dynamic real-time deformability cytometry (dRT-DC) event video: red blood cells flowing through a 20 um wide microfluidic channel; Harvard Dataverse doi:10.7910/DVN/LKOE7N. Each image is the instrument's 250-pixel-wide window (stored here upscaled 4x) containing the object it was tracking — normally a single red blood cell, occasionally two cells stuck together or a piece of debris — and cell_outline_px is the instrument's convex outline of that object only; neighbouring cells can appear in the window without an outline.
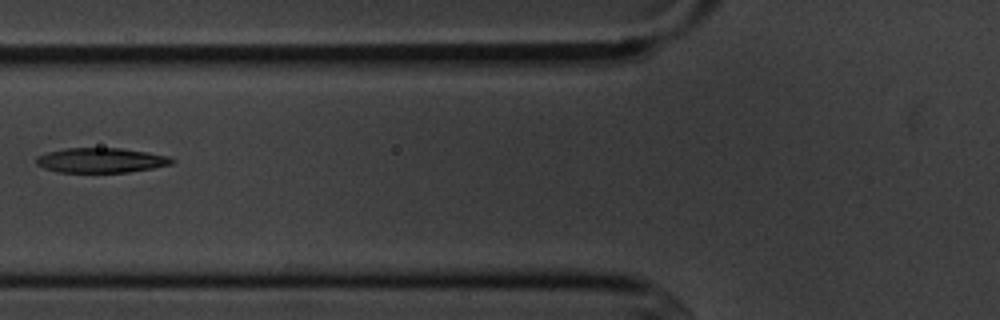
{"species": "common noctule bat (a hibernating species)", "species_latin": "Nyctalus noctula", "temperature_condition": "cold", "stored_images_in_passage": 15, "camera_frame_rate_fps": 3000, "um_per_image_px": 0.085, "animal": {"sex": "male", "body_mass_g": 20.1, "forearm_length_mm": 53.5}, "frame": {"image": 1, "passage_image": 5, "time_ms": 5.667, "image_size_px": [1000, 320], "cell_outline_px": [[176, 160], [172, 164], [152, 168], [128, 172], [60, 172], [44, 168], [36, 164], [36, 156], [48, 152], [64, 148], [120, 148], [148, 152], [168, 156]], "centroid_in_image_um": [8.58, 13.62], "position_along_channel_um": 117.2, "area_um2": 19.59}}
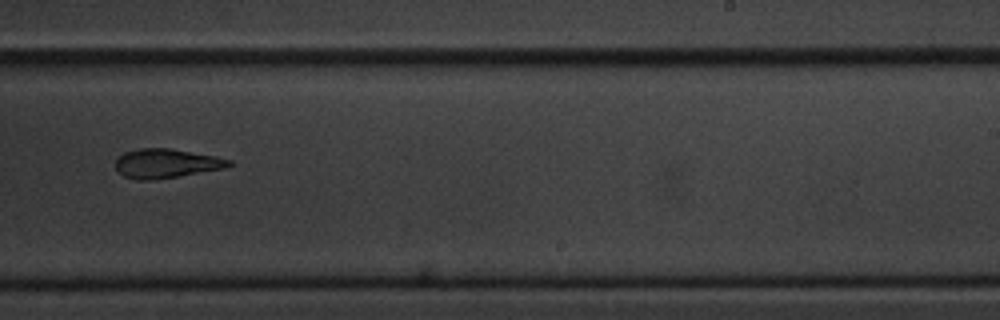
{"frame": {"image": 2, "passage_image": 9, "time_ms": 10.0, "image_size_px": [1000, 320], "cell_outline_px": [[232, 164], [228, 168], [176, 176], [148, 180], [136, 180], [124, 176], [116, 168], [116, 160], [124, 152], [140, 148], [168, 148], [216, 156], [232, 160]], "centroid_in_image_um": [14.16, 13.88], "position_along_channel_um": 274.8, "area_um2": 19.13}}
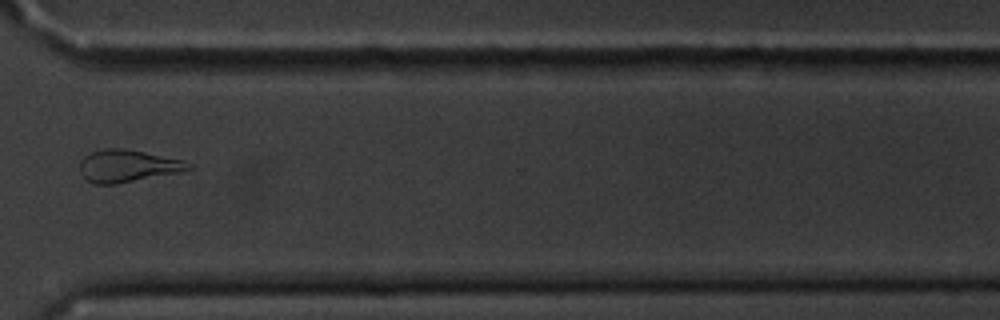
{"frame": {"image": 3, "passage_image": 11, "time_ms": 12.333, "image_size_px": [1000, 320], "cell_outline_px": [[196, 168], [180, 172], [116, 184], [92, 184], [80, 172], [80, 160], [84, 156], [92, 152], [108, 148], [124, 148], [184, 160], [192, 164]], "centroid_in_image_um": [10.88, 14.11], "position_along_channel_um": 359.7, "area_um2": 20.46}, "authors_computed_cell_mechanics": {"area_um2": 20.1722, "velocity_mm_per_s": 3.6377, "shape_relaxation_time_tau1_ms": 7.7573, "shape_relaxation_time_tau2_ms": 3.2118, "deformation_change_tau1": 0.2101, "deformation_change_tau2": 0.1222}}